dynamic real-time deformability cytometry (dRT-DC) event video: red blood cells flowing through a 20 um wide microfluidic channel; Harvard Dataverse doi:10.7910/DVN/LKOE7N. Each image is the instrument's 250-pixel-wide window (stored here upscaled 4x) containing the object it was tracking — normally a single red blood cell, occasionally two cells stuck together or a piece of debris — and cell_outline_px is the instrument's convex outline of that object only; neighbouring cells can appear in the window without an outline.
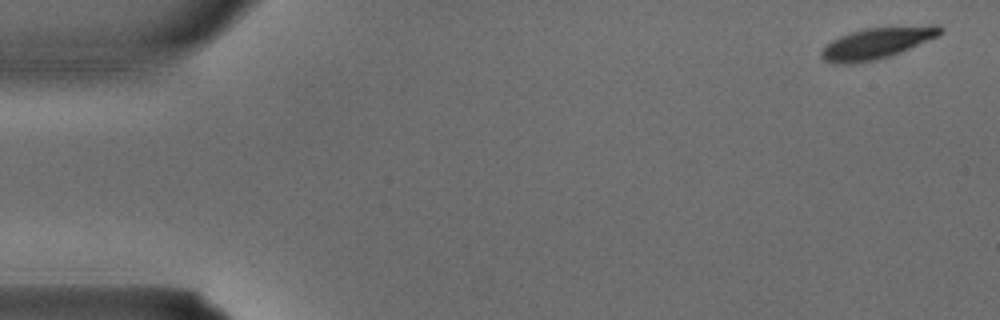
{"species": "common noctule bat (a hibernating species)", "species_latin": "Nyctalus noctula", "temperature_condition": "warm", "stored_images_in_passage": 3, "camera_frame_rate_fps": 3000, "um_per_image_px": 0.085, "animal": {"sex": "male", "body_mass_g": 15.6}, "frame": {"image": 1, "passage_image": 1, "time_ms": 0.0, "image_size_px": [1000, 320], "cell_outline_px": [[944, 32], [936, 36], [892, 56], [876, 60], [852, 64], [836, 64], [824, 60], [820, 56], [820, 52], [832, 40], [840, 36], [864, 28], [932, 24], [940, 24], [944, 28]], "centroid_in_image_um": [74.57, 3.65], "position_along_channel_um": 10.4, "area_um2": 21.85}}
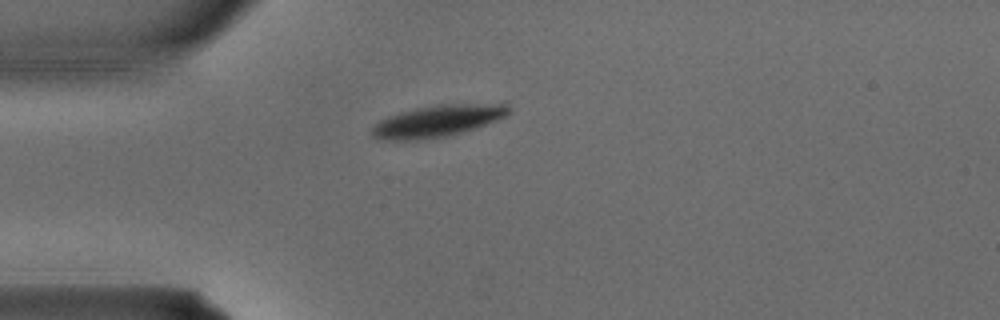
{"frame": {"image": 2, "passage_image": 3, "time_ms": 0.667, "image_size_px": [1000, 320], "cell_outline_px": [[512, 112], [496, 120], [476, 128], [448, 136], [416, 140], [380, 140], [372, 136], [372, 128], [380, 120], [388, 116], [400, 112], [416, 108], [436, 104], [508, 104], [512, 108]], "centroid_in_image_um": [37.19, 10.28], "position_along_channel_um": 47.8, "area_um2": 25.26}}